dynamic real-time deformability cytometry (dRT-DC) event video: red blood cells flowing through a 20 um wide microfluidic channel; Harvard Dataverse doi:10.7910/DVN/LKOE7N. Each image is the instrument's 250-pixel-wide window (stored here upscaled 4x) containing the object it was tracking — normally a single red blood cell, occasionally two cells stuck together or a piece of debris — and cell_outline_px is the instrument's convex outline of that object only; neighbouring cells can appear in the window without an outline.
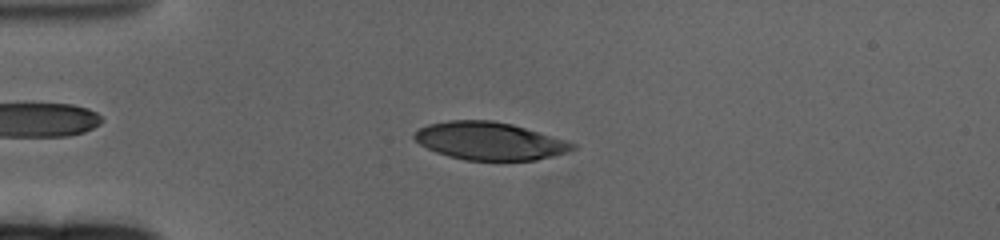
{"species": "human", "species_latin": "Homo sapiens", "temperature_condition": "cold", "stored_images_in_passage": 61, "camera_frame_rate_fps": 3000, "um_per_image_px": 0.085, "donor": {"sex": "female"}, "frame": {"image": 1, "passage_image": 15, "time_ms": 4.667, "image_size_px": [1000, 240], "cell_outline_px": [[576, 148], [568, 152], [536, 160], [464, 160], [448, 156], [436, 152], [420, 144], [412, 136], [420, 128], [428, 124], [448, 120], [492, 120], [512, 124], [564, 140], [576, 144]], "centroid_in_image_um": [41.59, 11.98], "position_along_channel_um": 43.4, "area_um2": 34.56}}
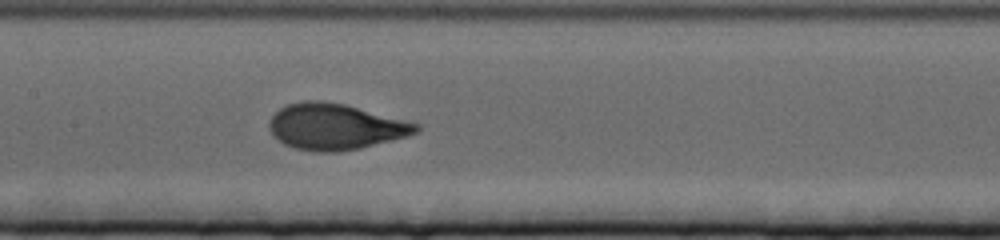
{"frame": {"image": 2, "passage_image": 30, "time_ms": 9.667, "image_size_px": [1000, 240], "cell_outline_px": [[420, 128], [416, 132], [408, 136], [360, 148], [340, 152], [312, 152], [296, 148], [284, 144], [268, 128], [268, 124], [272, 116], [280, 108], [288, 104], [304, 100], [320, 100], [344, 104], [420, 124]], "centroid_in_image_um": [28.49, 10.77], "position_along_channel_um": 178.9, "area_um2": 39.19}}
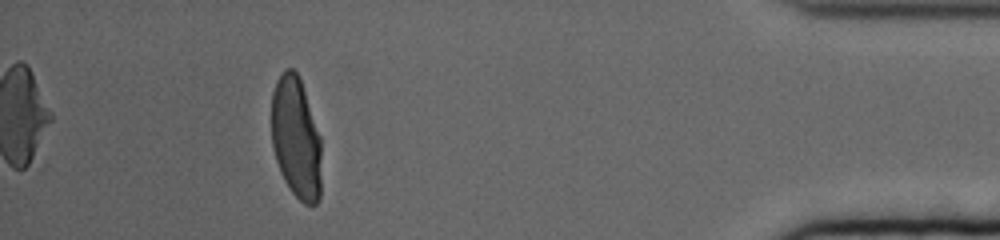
{"frame": {"image": 3, "passage_image": 56, "time_ms": 18.333, "image_size_px": [1000, 240], "cell_outline_px": [[320, 200], [316, 204], [304, 204], [292, 192], [284, 180], [280, 172], [272, 148], [272, 92], [276, 80], [284, 68], [292, 68], [296, 72], [300, 80], [320, 136]], "centroid_in_image_um": [25.14, 11.73], "position_along_channel_um": 410.1, "area_um2": 35.26}, "authors_computed_cell_mechanics": {"area_um2": 37.3388, "velocity_mm_per_s": 3.2477, "shape_relaxation_time_tau1_ms": 3.8859, "shape_relaxation_time_tau2_ms": null, "deformation_change_tau1": 0.2011, "deformation_change_tau2": null}}